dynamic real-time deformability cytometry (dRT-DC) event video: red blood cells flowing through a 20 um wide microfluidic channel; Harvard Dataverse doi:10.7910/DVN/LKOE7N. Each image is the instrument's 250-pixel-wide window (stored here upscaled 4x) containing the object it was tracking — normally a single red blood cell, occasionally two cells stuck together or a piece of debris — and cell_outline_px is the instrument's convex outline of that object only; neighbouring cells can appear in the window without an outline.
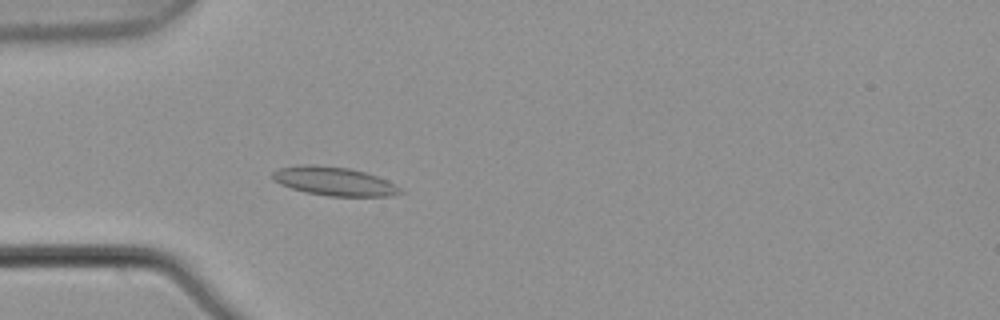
{"species": "common noctule bat (a hibernating species)", "species_latin": "Nyctalus noctula", "temperature_condition": "warm", "stored_images_in_passage": 5, "camera_frame_rate_fps": 3000, "um_per_image_px": 0.085, "animal": {"sex": "male", "body_mass_g": 21.5, "forearm_length_mm": 52.0}, "frame": {"image": 1, "passage_image": 5, "time_ms": 1.333, "image_size_px": [1000, 320], "cell_outline_px": [[404, 192], [392, 196], [328, 196], [304, 192], [280, 184], [272, 180], [272, 172], [276, 168], [300, 164], [312, 164], [348, 168], [364, 172], [388, 180], [396, 184]], "centroid_in_image_um": [28.37, 15.4], "position_along_channel_um": 56.6, "area_um2": 21.56}}